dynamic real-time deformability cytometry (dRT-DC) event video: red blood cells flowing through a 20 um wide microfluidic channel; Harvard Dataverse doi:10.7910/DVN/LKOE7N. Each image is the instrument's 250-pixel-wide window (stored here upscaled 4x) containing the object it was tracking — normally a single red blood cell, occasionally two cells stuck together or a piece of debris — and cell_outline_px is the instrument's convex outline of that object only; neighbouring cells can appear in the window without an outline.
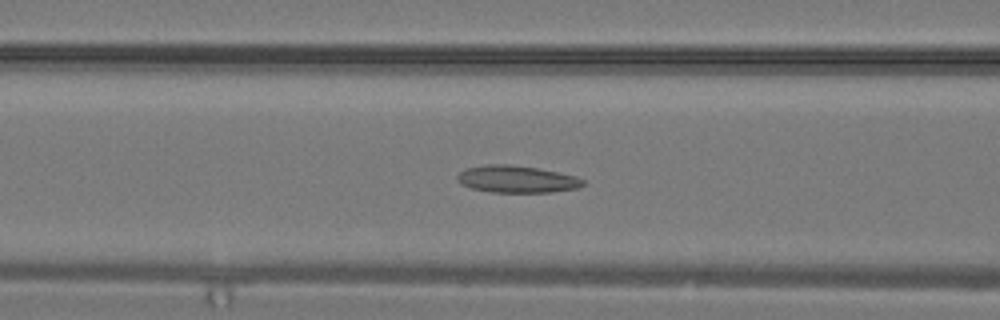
{"species": "common noctule bat (a hibernating species)", "species_latin": "Nyctalus noctula", "temperature_condition": "warm", "stored_images_in_passage": 31, "camera_frame_rate_fps": 3000, "um_per_image_px": 0.085, "animal": {"sex": "male", "body_mass_g": 19.2, "forearm_length_mm": 51.8}, "frame": {"image": 1, "passage_image": 13, "time_ms": 4.0, "image_size_px": [1000, 320], "cell_outline_px": [[584, 184], [576, 188], [552, 192], [492, 192], [472, 188], [460, 184], [456, 180], [456, 176], [464, 168], [484, 164], [512, 164], [536, 168], [576, 176], [584, 180]], "centroid_in_image_um": [43.86, 15.22], "position_along_channel_um": 122.7, "area_um2": 19.88}}
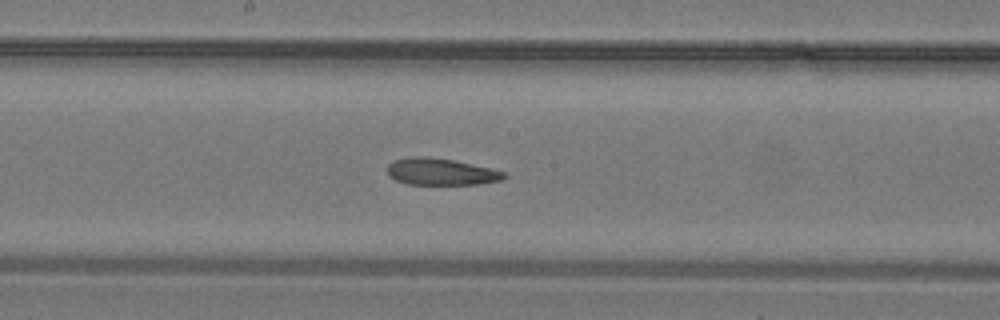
{"frame": {"image": 2, "passage_image": 17, "time_ms": 5.333, "image_size_px": [1000, 320], "cell_outline_px": [[508, 176], [504, 180], [480, 184], [408, 184], [396, 180], [388, 176], [388, 164], [392, 160], [412, 156], [428, 156], [452, 160], [492, 168], [504, 172]], "centroid_in_image_um": [37.49, 14.59], "position_along_channel_um": 210.7, "area_um2": 18.38}}
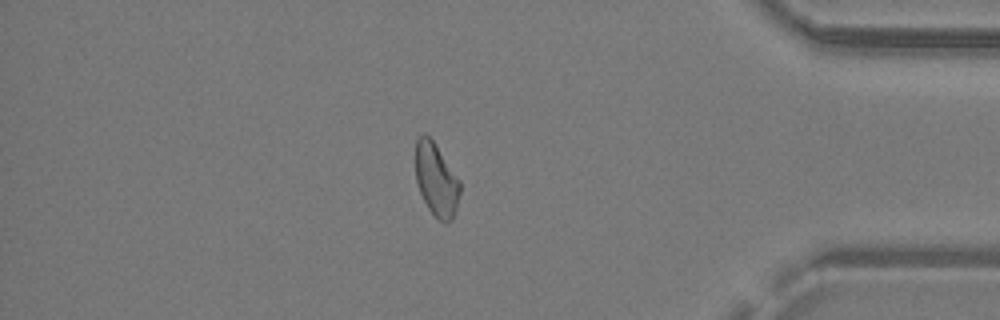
{"frame": {"image": 3, "passage_image": 27, "time_ms": 8.667, "image_size_px": [1000, 320], "cell_outline_px": [[460, 192], [456, 208], [452, 220], [444, 224], [428, 208], [420, 192], [416, 180], [416, 140], [424, 132], [436, 144], [460, 180]], "centroid_in_image_um": [37.09, 15.27], "position_along_channel_um": 398.1, "area_um2": 18.79}}